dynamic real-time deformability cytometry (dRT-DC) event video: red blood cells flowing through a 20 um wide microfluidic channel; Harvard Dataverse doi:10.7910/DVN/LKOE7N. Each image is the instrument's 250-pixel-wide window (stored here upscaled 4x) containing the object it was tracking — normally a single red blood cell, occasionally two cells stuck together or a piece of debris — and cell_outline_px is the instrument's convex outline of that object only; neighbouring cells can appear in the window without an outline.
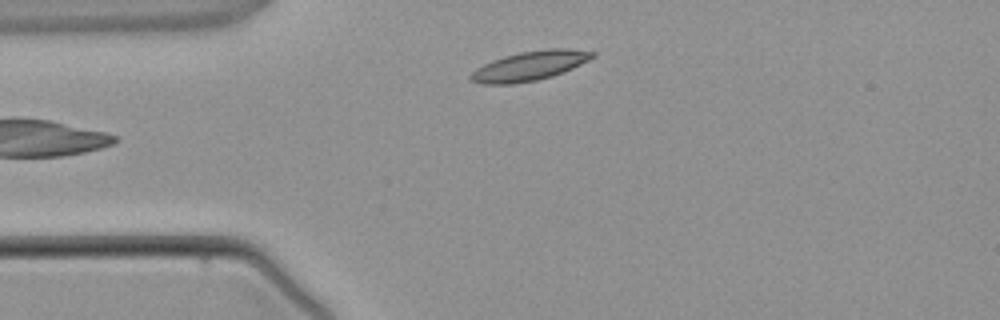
{"species": "common noctule bat (a hibernating species)", "species_latin": "Nyctalus noctula", "temperature_condition": "warm", "stored_images_in_passage": 3, "camera_frame_rate_fps": 3000, "um_per_image_px": 0.085, "animal": {"sex": "male", "body_mass_g": 21.5, "forearm_length_mm": 52.0}, "frame": {"image": 1, "passage_image": 2, "time_ms": 2.333, "image_size_px": [1000, 320], "cell_outline_px": [[596, 56], [572, 68], [552, 76], [536, 80], [512, 84], [484, 84], [472, 80], [468, 76], [476, 68], [492, 60], [504, 56], [520, 52], [548, 48], [568, 48], [596, 52]], "centroid_in_image_um": [45.03, 5.58], "position_along_channel_um": 40.0, "area_um2": 20.75}}